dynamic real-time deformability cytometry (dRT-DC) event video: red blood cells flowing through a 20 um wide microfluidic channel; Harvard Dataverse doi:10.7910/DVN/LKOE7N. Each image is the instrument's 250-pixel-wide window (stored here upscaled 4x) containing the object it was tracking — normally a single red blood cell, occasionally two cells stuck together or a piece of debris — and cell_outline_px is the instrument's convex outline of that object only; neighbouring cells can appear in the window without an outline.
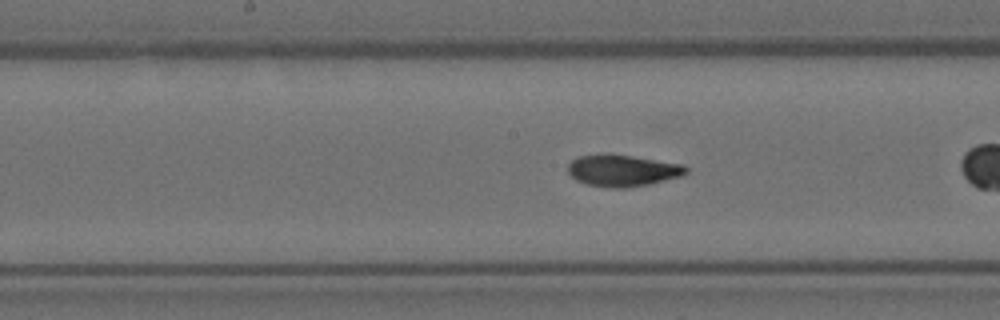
{"species": "Egyptian fruit bat (a non-hibernating species)", "species_latin": "Rousettus aegyptiacus", "temperature_condition": "room temperature", "stored_images_in_passage": 31, "camera_frame_rate_fps": 3000, "um_per_image_px": 0.085, "animal": {"sex": "female"}, "frame": {"image": 1, "passage_image": 14, "time_ms": 4.333, "image_size_px": [1000, 320], "cell_outline_px": [[688, 172], [680, 176], [648, 184], [624, 188], [612, 188], [588, 184], [576, 180], [568, 172], [568, 164], [576, 156], [600, 152], [608, 152], [684, 164], [688, 168]], "centroid_in_image_um": [52.88, 14.45], "position_along_channel_um": 195.3, "area_um2": 22.14}, "authors_computed_cell_mechanics": {"area_um2": 21.5594, "velocity_mm_per_s": 3.6274, "shape_relaxation_time_tau1_ms": 5.1953, "shape_relaxation_time_tau2_ms": 2.1682, "deformation_change_tau1": 0.1625, "deformation_change_tau2": 0.0743}}